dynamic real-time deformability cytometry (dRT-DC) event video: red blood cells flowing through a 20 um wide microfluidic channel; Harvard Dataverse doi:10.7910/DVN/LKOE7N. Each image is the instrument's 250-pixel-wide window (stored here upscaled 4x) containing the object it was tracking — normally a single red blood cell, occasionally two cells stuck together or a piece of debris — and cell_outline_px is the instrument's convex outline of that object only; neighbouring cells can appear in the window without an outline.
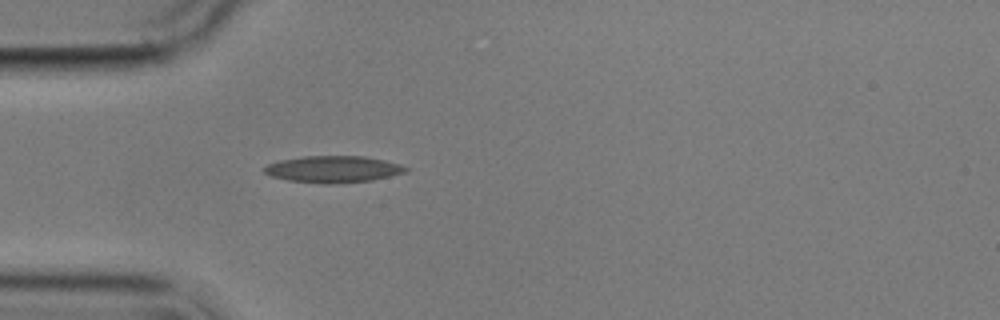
{"species": "common noctule bat (a hibernating species)", "species_latin": "Nyctalus noctula", "temperature_condition": "cold", "stored_images_in_passage": 1, "camera_frame_rate_fps": 3000, "um_per_image_px": 0.085, "animal": {"sex": "male", "body_mass_g": 17.9}, "frame": {"image": 1, "passage_image": 1, "time_ms": 0.0, "image_size_px": [1000, 320], "cell_outline_px": [[408, 172], [372, 180], [332, 184], [324, 184], [288, 180], [272, 176], [264, 172], [260, 168], [268, 164], [280, 160], [304, 156], [364, 156], [384, 160], [400, 164], [408, 168]], "centroid_in_image_um": [28.31, 14.38], "position_along_channel_um": 56.7, "area_um2": 22.08}}